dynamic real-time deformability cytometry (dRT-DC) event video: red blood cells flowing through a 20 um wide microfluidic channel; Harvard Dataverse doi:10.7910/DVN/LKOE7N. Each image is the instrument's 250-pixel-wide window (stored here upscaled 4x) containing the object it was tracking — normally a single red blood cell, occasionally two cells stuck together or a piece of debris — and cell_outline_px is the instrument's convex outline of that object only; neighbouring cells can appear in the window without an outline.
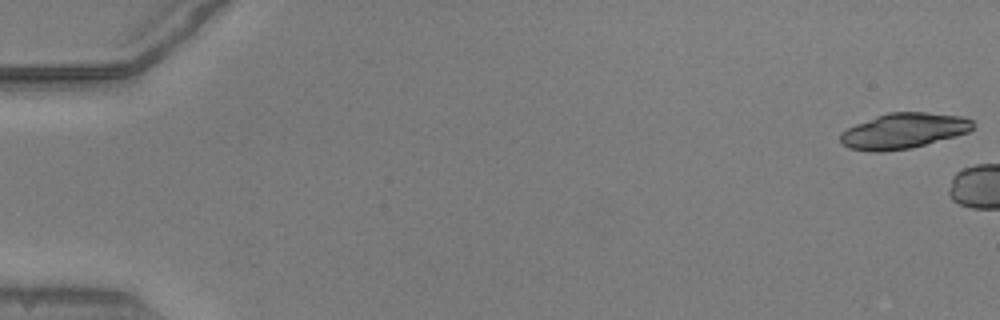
{"species": "common noctule bat (a hibernating species)", "species_latin": "Nyctalus noctula", "temperature_condition": "warm", "stored_images_in_passage": 5, "camera_frame_rate_fps": 3000, "um_per_image_px": 0.085, "animal": {"sex": "male", "body_mass_g": 20.5, "forearm_length_mm": 52.5}, "frame": {"image": 1, "passage_image": 1, "time_ms": 0.0, "image_size_px": [1000, 320], "cell_outline_px": [[976, 124], [968, 132], [912, 148], [880, 152], [872, 152], [848, 148], [840, 140], [840, 132], [856, 124], [876, 116], [888, 112], [924, 112], [964, 116], [972, 120]], "centroid_in_image_um": [76.81, 11.12], "position_along_channel_um": 8.2, "area_um2": 27.4}}